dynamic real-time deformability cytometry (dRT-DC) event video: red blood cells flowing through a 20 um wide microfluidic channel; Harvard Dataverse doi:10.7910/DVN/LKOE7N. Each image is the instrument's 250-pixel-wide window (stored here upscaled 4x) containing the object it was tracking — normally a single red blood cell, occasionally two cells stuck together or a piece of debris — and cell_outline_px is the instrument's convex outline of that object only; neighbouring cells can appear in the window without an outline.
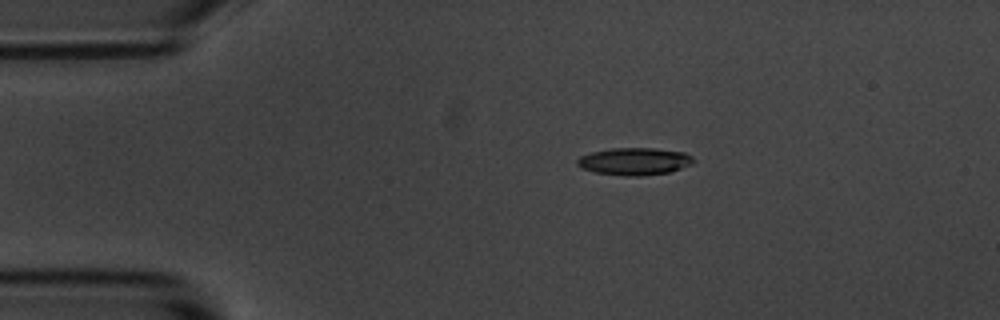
{"species": "common noctule bat (a hibernating species)", "species_latin": "Nyctalus noctula", "temperature_condition": "room temperature", "stored_images_in_passage": 5, "camera_frame_rate_fps": 3000, "um_per_image_px": 0.085, "animal": {"sex": "male", "body_mass_g": 20.1, "forearm_length_mm": 53.5}, "frame": {"image": 1, "passage_image": 2, "time_ms": 1.333, "image_size_px": [1000, 320], "cell_outline_px": [[696, 160], [692, 164], [668, 172], [640, 176], [624, 176], [596, 172], [580, 168], [576, 164], [576, 160], [580, 156], [592, 152], [612, 148], [652, 148], [684, 152], [692, 156]], "centroid_in_image_um": [53.91, 13.71], "position_along_channel_um": 31.1, "area_um2": 18.5}}
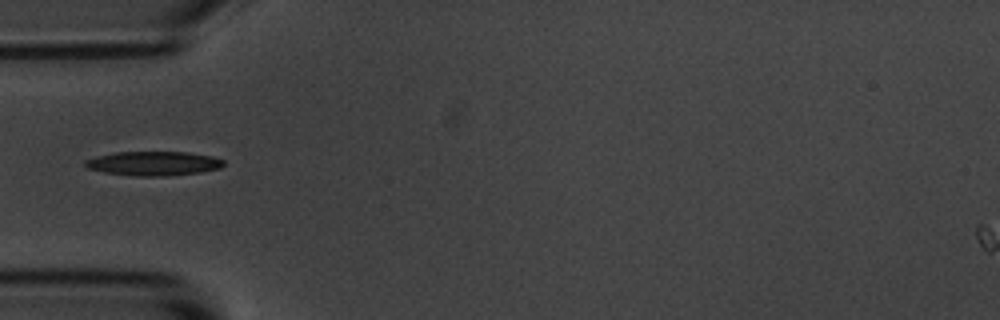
{"frame": {"image": 2, "passage_image": 4, "time_ms": 3.667, "image_size_px": [1000, 320], "cell_outline_px": [[224, 164], [220, 168], [200, 172], [164, 176], [136, 176], [104, 172], [88, 168], [84, 164], [84, 160], [96, 156], [116, 152], [188, 152], [212, 156], [224, 160]], "centroid_in_image_um": [13.04, 13.89], "position_along_channel_um": 72.0, "area_um2": 19.48}}